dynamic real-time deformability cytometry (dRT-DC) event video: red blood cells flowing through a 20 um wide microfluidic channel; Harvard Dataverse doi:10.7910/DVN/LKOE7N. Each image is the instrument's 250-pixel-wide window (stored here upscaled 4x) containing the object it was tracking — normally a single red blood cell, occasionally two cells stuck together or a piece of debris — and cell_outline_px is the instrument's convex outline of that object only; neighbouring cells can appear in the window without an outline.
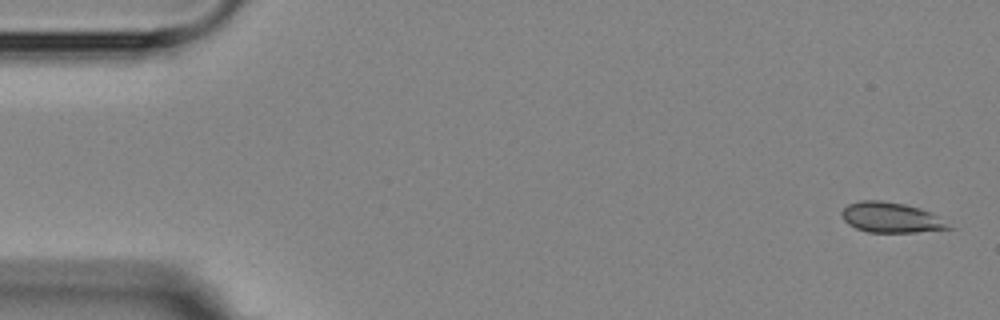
{"species": "Egyptian fruit bat (a non-hibernating species)", "species_latin": "Rousettus aegyptiacus", "temperature_condition": "room temperature", "stored_images_in_passage": 4, "camera_frame_rate_fps": 3000, "um_per_image_px": 0.085, "animal": {"sex": "female"}, "frame": {"image": 1, "passage_image": 1, "time_ms": 0.0, "image_size_px": [1000, 320], "cell_outline_px": [[956, 228], [916, 232], [868, 232], [856, 228], [848, 224], [844, 220], [840, 212], [848, 204], [860, 200], [880, 200], [904, 204], [920, 208], [932, 212], [940, 216]], "centroid_in_image_um": [75.78, 18.49], "position_along_channel_um": 9.2, "area_um2": 19.07}}
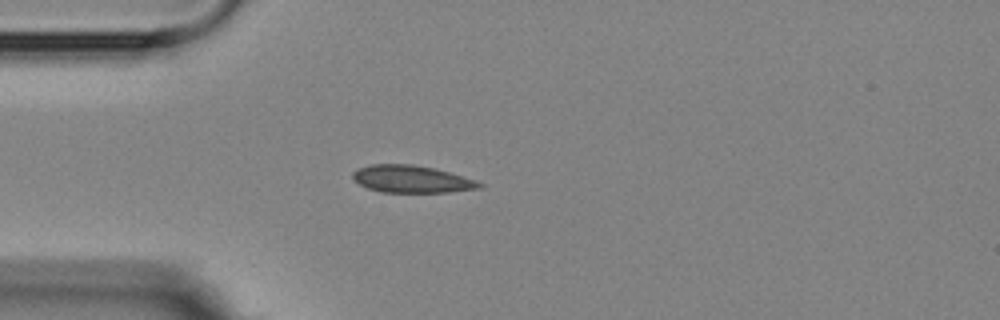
{"frame": {"image": 2, "passage_image": 4, "time_ms": 4.333, "image_size_px": [1000, 320], "cell_outline_px": [[484, 184], [480, 188], [448, 192], [380, 192], [368, 188], [352, 180], [352, 172], [356, 168], [372, 164], [412, 164], [432, 168], [448, 172], [476, 180]], "centroid_in_image_um": [34.93, 15.22], "position_along_channel_um": 50.1, "area_um2": 20.11}}